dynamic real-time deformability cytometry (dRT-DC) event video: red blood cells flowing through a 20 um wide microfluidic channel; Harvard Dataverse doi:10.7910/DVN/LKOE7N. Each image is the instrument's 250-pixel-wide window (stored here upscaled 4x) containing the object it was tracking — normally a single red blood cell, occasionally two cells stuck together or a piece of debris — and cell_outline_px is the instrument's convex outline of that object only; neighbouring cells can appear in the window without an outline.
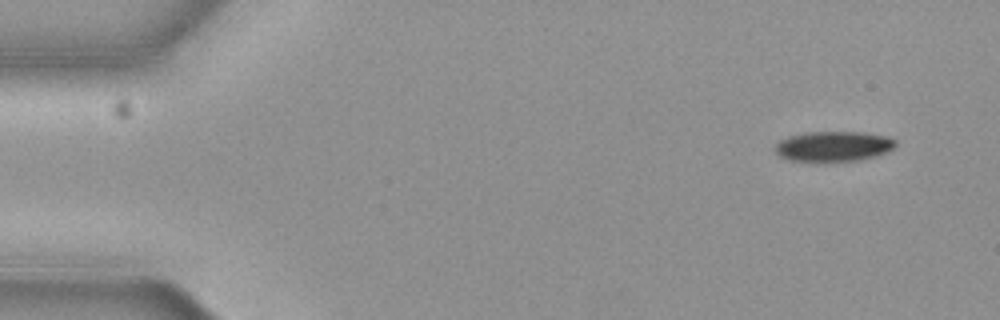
{"species": "common noctule bat (a hibernating species)", "species_latin": "Nyctalus noctula", "temperature_condition": "cold", "stored_images_in_passage": 4, "camera_frame_rate_fps": 3000, "um_per_image_px": 0.085, "animal": {"sex": "female", "body_mass_g": 19.3, "forearm_length_mm": 54.1}, "frame": {"image": 1, "passage_image": 1, "time_ms": 0.0, "image_size_px": [1000, 320], "cell_outline_px": [[896, 144], [892, 148], [876, 156], [860, 160], [824, 164], [788, 160], [780, 156], [776, 152], [776, 144], [780, 140], [788, 136], [808, 132], [860, 132], [884, 136], [896, 140]], "centroid_in_image_um": [70.79, 12.48], "position_along_channel_um": 14.2, "area_um2": 21.68}}